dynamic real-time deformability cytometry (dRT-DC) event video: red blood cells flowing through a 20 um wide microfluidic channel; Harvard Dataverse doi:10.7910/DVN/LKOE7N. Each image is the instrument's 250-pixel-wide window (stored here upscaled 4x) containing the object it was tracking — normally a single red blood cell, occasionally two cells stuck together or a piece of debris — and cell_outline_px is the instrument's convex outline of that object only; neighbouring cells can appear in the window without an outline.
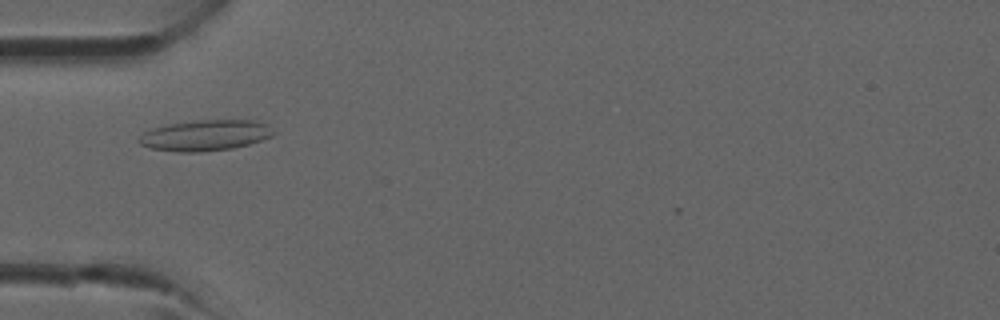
{"species": "common noctule bat (a hibernating species)", "species_latin": "Nyctalus noctula", "temperature_condition": "room temperature", "stored_images_in_passage": 38, "camera_frame_rate_fps": 3000, "um_per_image_px": 0.085, "animal": {"sex": "male", "forearm_length_mm": 52.5}, "frame": {"image": 1, "passage_image": 13, "time_ms": 4.0, "image_size_px": [1000, 320], "cell_outline_px": [[276, 132], [272, 136], [248, 144], [232, 148], [200, 152], [176, 152], [152, 148], [140, 144], [136, 140], [144, 132], [152, 128], [168, 124], [192, 120], [252, 120], [268, 124]], "centroid_in_image_um": [17.44, 11.5], "position_along_channel_um": 67.6, "area_um2": 24.22}}
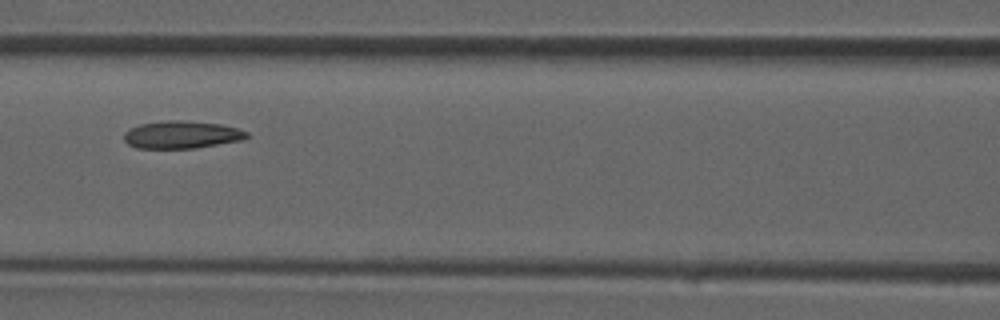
{"frame": {"image": 2, "passage_image": 18, "time_ms": 5.667, "image_size_px": [1000, 320], "cell_outline_px": [[252, 136], [244, 140], [196, 148], [136, 148], [128, 144], [124, 140], [124, 132], [128, 128], [140, 124], [168, 120], [184, 120], [220, 124], [236, 128], [248, 132]], "centroid_in_image_um": [15.46, 11.45], "position_along_channel_um": 151.1, "area_um2": 19.94}}
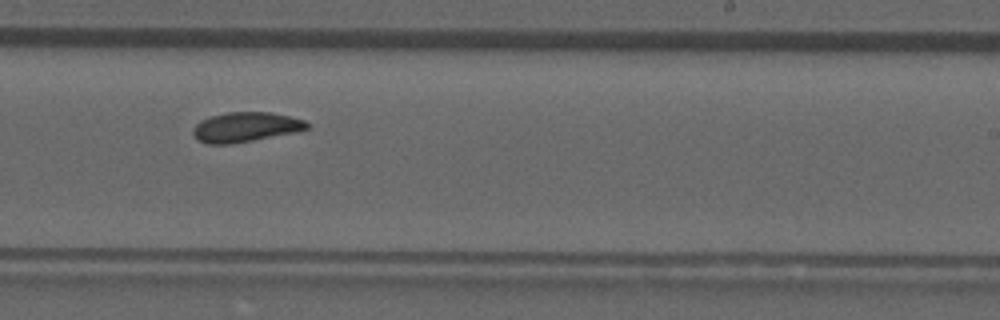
{"frame": {"image": 3, "passage_image": 25, "time_ms": 8.0, "image_size_px": [1000, 320], "cell_outline_px": [[308, 128], [292, 132], [232, 144], [208, 144], [196, 140], [192, 132], [192, 128], [200, 120], [208, 116], [228, 112], [268, 112], [288, 116], [304, 120], [308, 124]], "centroid_in_image_um": [20.77, 10.8], "position_along_channel_um": 268.2, "area_um2": 19.59}}